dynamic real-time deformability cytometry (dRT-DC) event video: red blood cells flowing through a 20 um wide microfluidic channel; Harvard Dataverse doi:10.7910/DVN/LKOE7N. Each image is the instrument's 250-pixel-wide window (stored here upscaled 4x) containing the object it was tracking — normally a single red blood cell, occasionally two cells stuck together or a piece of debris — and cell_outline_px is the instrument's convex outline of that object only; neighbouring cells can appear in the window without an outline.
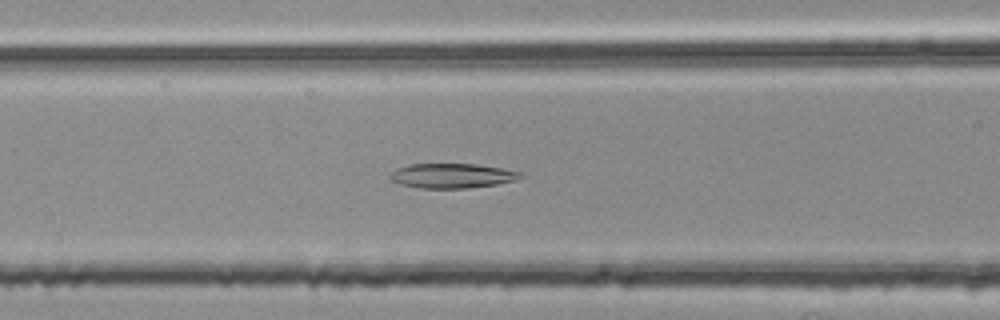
{"species": "common noctule bat (a hibernating species)", "species_latin": "Nyctalus noctula", "temperature_condition": "room temperature", "stored_images_in_passage": 37, "camera_frame_rate_fps": 3000, "um_per_image_px": 0.085, "animal": {"sex": "female", "body_mass_g": 25.1}, "frame": {"image": 1, "passage_image": 5, "time_ms": 1.333, "image_size_px": [1000, 320], "cell_outline_px": [[524, 176], [516, 180], [496, 184], [468, 188], [420, 188], [400, 184], [388, 180], [388, 176], [396, 168], [408, 164], [476, 164], [504, 168], [520, 172]], "centroid_in_image_um": [38.39, 14.93], "position_along_channel_um": 128.2, "area_um2": 18.9}}
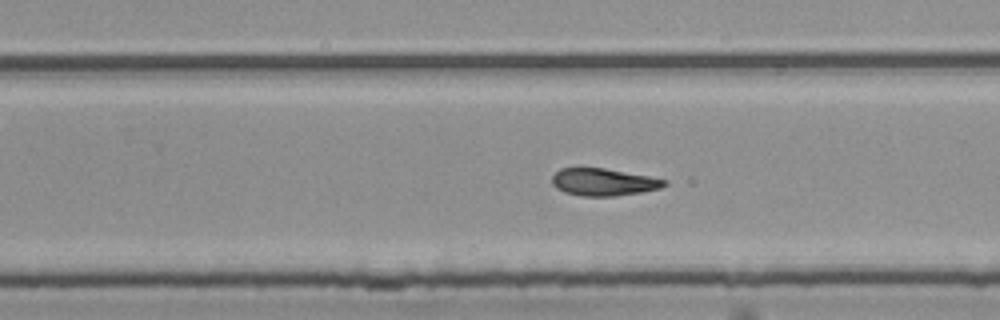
{"frame": {"image": 2, "passage_image": 17, "time_ms": 5.333, "image_size_px": [1000, 320], "cell_outline_px": [[668, 184], [660, 188], [640, 192], [616, 196], [580, 196], [564, 192], [556, 188], [552, 184], [552, 176], [560, 168], [604, 168], [648, 176], [668, 180]], "centroid_in_image_um": [51.28, 15.48], "position_along_channel_um": 278.5, "area_um2": 17.86}}
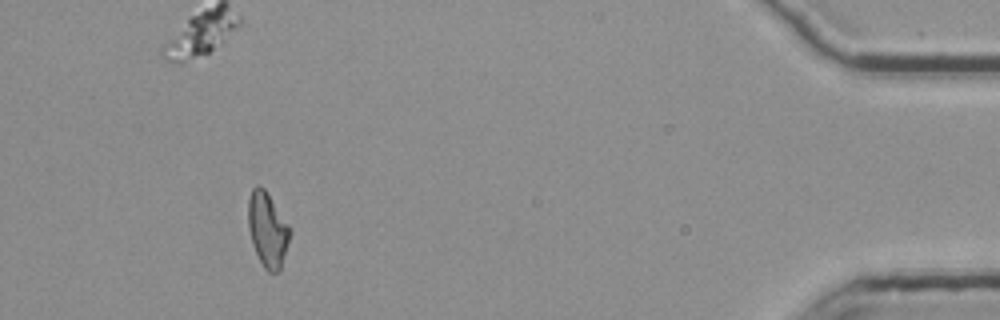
{"frame": {"image": 3, "passage_image": 33, "time_ms": 10.667, "image_size_px": [1000, 320], "cell_outline_px": [[292, 232], [280, 268], [276, 272], [268, 272], [264, 268], [252, 244], [248, 228], [248, 200], [252, 188], [256, 184], [260, 184], [264, 188], [292, 228]], "centroid_in_image_um": [22.74, 19.47], "position_along_channel_um": 412.5, "area_um2": 18.26}}